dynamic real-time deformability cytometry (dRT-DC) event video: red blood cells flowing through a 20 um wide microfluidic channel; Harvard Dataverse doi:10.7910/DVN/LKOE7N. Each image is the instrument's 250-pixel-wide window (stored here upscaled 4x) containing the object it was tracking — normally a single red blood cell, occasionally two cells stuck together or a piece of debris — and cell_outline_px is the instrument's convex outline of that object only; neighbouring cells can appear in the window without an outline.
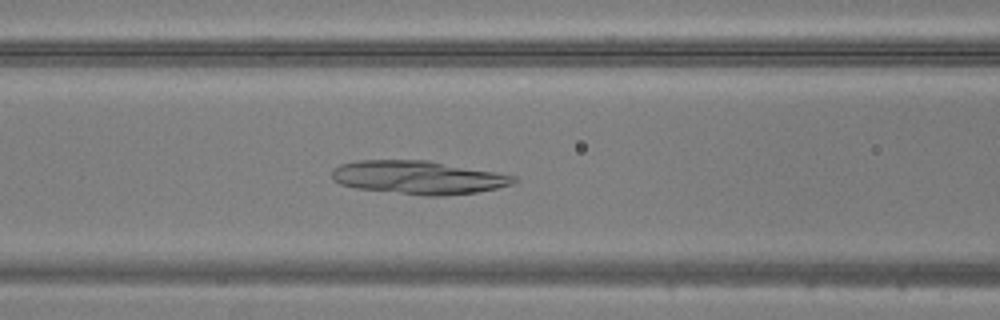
{"species": "common noctule bat (a hibernating species)", "species_latin": "Nyctalus noctula", "temperature_condition": "warm", "stored_images_in_passage": 50, "camera_frame_rate_fps": 3000, "um_per_image_px": 0.085, "animal": {"sex": "male", "body_mass_g": 20.5, "forearm_length_mm": 52.5}, "frame": {"image": 1, "passage_image": 21, "time_ms": 6.667, "image_size_px": [1000, 320], "cell_outline_px": [[520, 180], [512, 184], [496, 188], [476, 192], [440, 196], [424, 196], [356, 188], [340, 184], [332, 180], [332, 168], [340, 164], [356, 160], [428, 160], [496, 172], [516, 176]], "centroid_in_image_um": [35.54, 15.08], "position_along_channel_um": 131.1, "area_um2": 35.55}}
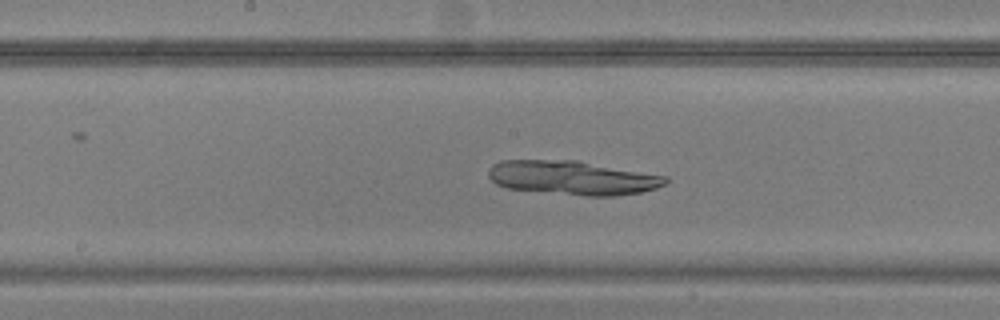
{"frame": {"image": 2, "passage_image": 26, "time_ms": 8.333, "image_size_px": [1000, 320], "cell_outline_px": [[668, 180], [664, 184], [656, 188], [640, 192], [616, 196], [584, 196], [504, 188], [496, 184], [488, 176], [488, 168], [492, 164], [500, 160], [576, 160], [668, 176]], "centroid_in_image_um": [48.63, 15.11], "position_along_channel_um": 199.6, "area_um2": 35.37}}
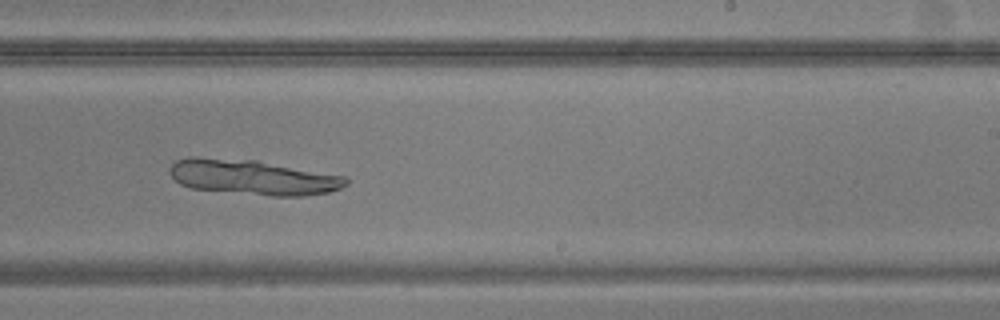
{"frame": {"image": 3, "passage_image": 31, "time_ms": 10.0, "image_size_px": [1000, 320], "cell_outline_px": [[348, 184], [340, 188], [328, 192], [304, 196], [272, 196], [192, 188], [180, 184], [168, 172], [168, 168], [176, 160], [188, 156], [196, 156], [256, 160], [344, 176], [348, 180]], "centroid_in_image_um": [21.45, 15.05], "position_along_channel_um": 267.6, "area_um2": 36.07}}